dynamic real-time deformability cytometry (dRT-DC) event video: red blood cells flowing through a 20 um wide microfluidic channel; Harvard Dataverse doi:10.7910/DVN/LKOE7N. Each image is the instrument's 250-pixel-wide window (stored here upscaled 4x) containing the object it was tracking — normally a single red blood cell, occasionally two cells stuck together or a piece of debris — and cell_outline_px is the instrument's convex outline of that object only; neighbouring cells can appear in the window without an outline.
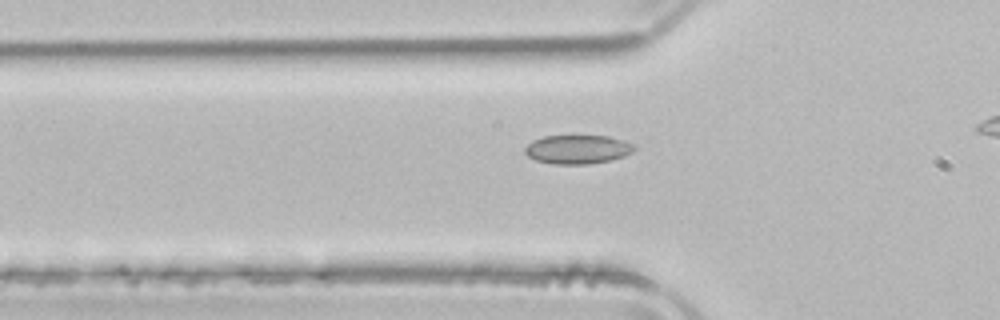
{"species": "common noctule bat (a hibernating species)", "species_latin": "Nyctalus noctula", "temperature_condition": "room temperature", "stored_images_in_passage": 33, "camera_frame_rate_fps": 3000, "um_per_image_px": 0.085, "animal": {"sex": "male", "body_mass_g": 21.5, "forearm_length_mm": 52.0}, "frame": {"image": 1, "passage_image": 6, "time_ms": 1.667, "image_size_px": [1000, 320], "cell_outline_px": [[636, 148], [632, 152], [624, 156], [612, 160], [588, 164], [552, 164], [536, 160], [528, 156], [524, 152], [524, 148], [532, 140], [544, 136], [608, 136], [624, 140], [632, 144]], "centroid_in_image_um": [49.09, 12.7], "position_along_channel_um": 76.7, "area_um2": 18.44}}
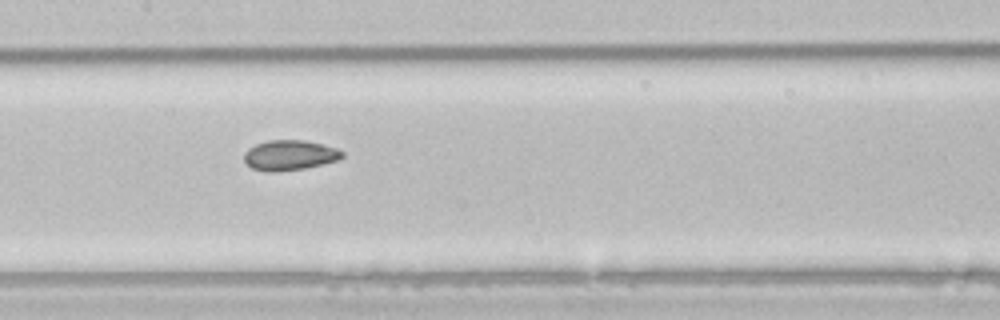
{"frame": {"image": 2, "passage_image": 14, "time_ms": 4.333, "image_size_px": [1000, 320], "cell_outline_px": [[344, 156], [336, 160], [304, 168], [276, 172], [264, 172], [252, 168], [244, 164], [244, 152], [248, 148], [256, 144], [268, 140], [304, 140], [324, 144], [336, 148], [344, 152]], "centroid_in_image_um": [24.57, 13.19], "position_along_channel_um": 182.8, "area_um2": 17.34}}
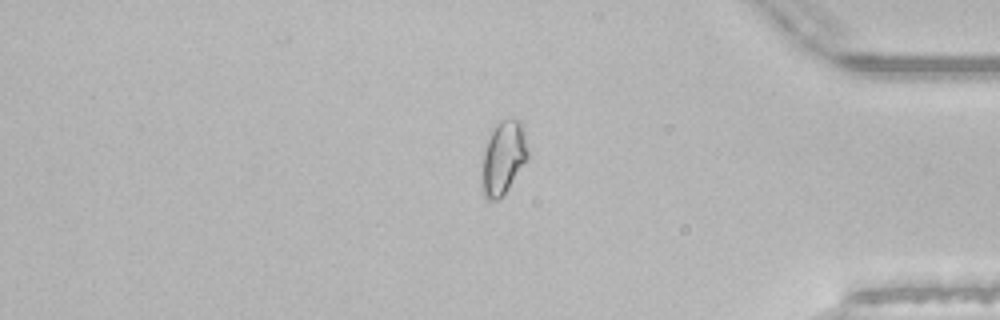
{"frame": {"image": 3, "passage_image": 32, "time_ms": 10.333, "image_size_px": [1000, 320], "cell_outline_px": [[528, 160], [508, 188], [496, 200], [488, 200], [484, 196], [484, 152], [488, 140], [496, 124], [500, 120], [512, 116], [520, 120], [524, 128], [528, 152]], "centroid_in_image_um": [42.85, 13.32], "position_along_channel_um": 392.3, "area_um2": 19.19}}